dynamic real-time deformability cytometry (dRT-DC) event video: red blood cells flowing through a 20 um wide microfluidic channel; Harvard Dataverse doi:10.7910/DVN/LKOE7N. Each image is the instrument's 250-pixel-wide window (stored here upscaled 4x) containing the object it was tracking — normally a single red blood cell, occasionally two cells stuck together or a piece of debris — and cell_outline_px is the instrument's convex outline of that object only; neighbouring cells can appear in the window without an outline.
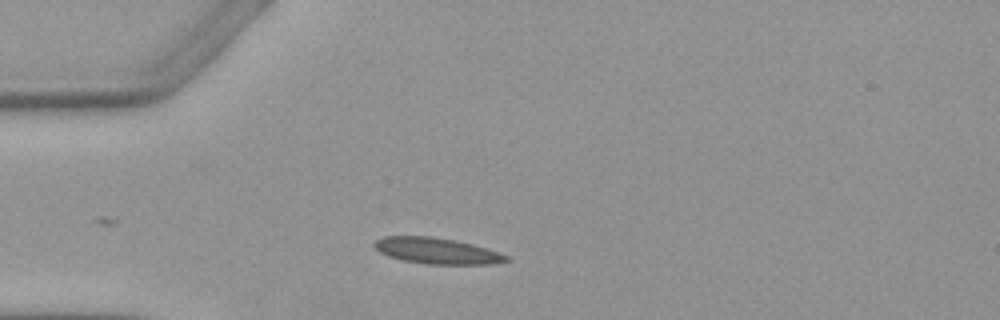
{"species": "Egyptian fruit bat (a non-hibernating species)", "species_latin": "Rousettus aegyptiacus", "temperature_condition": "warm", "stored_images_in_passage": 2, "camera_frame_rate_fps": 3000, "um_per_image_px": 0.085, "animal": {"sex": "female"}, "frame": {"image": 1, "passage_image": 1, "time_ms": 0.0, "image_size_px": [1000, 320], "cell_outline_px": [[512, 260], [492, 264], [428, 264], [404, 260], [388, 256], [380, 252], [372, 244], [376, 240], [384, 236], [432, 236], [456, 240], [472, 244], [508, 256]], "centroid_in_image_um": [37.11, 21.31], "position_along_channel_um": 47.9, "area_um2": 19.88}}